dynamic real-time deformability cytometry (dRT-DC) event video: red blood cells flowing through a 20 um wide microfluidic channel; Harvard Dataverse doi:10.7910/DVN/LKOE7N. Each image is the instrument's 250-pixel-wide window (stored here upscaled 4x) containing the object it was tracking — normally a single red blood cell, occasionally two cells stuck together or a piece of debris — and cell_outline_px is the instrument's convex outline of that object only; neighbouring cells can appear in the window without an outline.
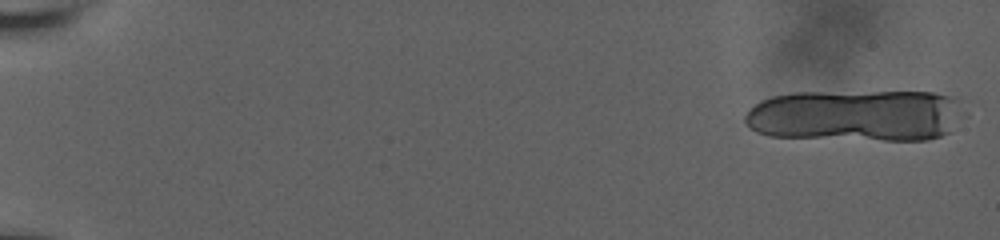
{"species": "human", "species_latin": "Homo sapiens", "temperature_condition": "room temperature", "stored_images_in_passage": 15, "camera_frame_rate_fps": 3000, "um_per_image_px": 0.085, "donor": {"sex": "male"}, "frame": {"image": 1, "passage_image": 1, "time_ms": 0.0, "image_size_px": [1000, 240], "cell_outline_px": [[956, 100], [948, 132], [940, 136], [928, 140], [884, 140], [768, 136], [756, 132], [748, 128], [744, 124], [744, 116], [748, 108], [760, 100], [772, 96], [792, 92], [932, 92], [948, 96]], "centroid_in_image_um": [72.5, 9.81], "position_along_channel_um": 12.5, "area_um2": 65.43}}
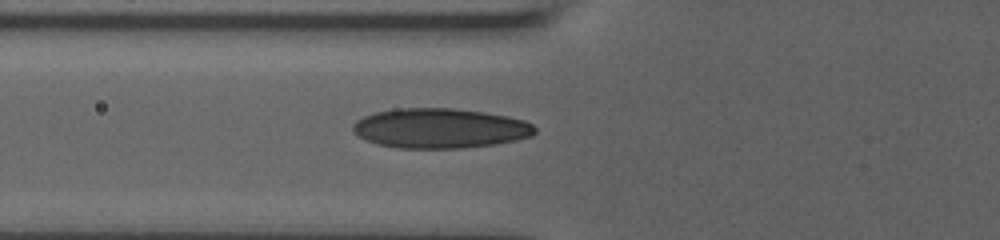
{"frame": {"image": 2, "passage_image": 12, "time_ms": 8.0, "image_size_px": [1000, 240], "cell_outline_px": [[536, 132], [532, 136], [516, 140], [496, 144], [464, 148], [400, 148], [376, 144], [356, 136], [352, 132], [352, 124], [356, 120], [364, 116], [376, 112], [396, 108], [452, 108], [484, 112], [508, 116], [524, 120], [532, 124], [536, 128]], "centroid_in_image_um": [37.38, 10.9], "position_along_channel_um": 88.4, "area_um2": 42.6}}
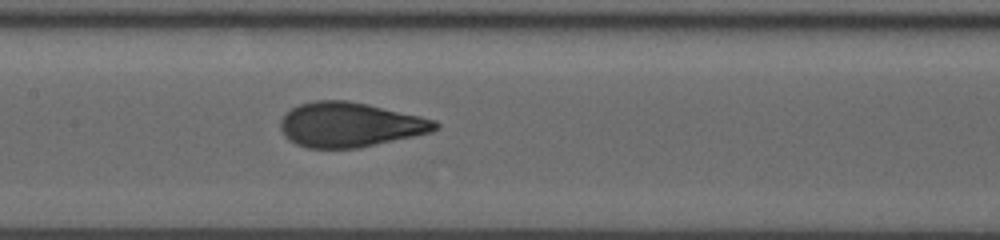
{"frame": {"image": 3, "passage_image": 15, "time_ms": 10.333, "image_size_px": [1000, 240], "cell_outline_px": [[440, 128], [432, 132], [360, 148], [308, 148], [296, 144], [284, 136], [280, 128], [280, 120], [292, 108], [300, 104], [316, 100], [348, 100], [368, 104], [420, 116], [436, 120], [440, 124]], "centroid_in_image_um": [29.77, 10.6], "position_along_channel_um": 177.6, "area_um2": 40.4}}